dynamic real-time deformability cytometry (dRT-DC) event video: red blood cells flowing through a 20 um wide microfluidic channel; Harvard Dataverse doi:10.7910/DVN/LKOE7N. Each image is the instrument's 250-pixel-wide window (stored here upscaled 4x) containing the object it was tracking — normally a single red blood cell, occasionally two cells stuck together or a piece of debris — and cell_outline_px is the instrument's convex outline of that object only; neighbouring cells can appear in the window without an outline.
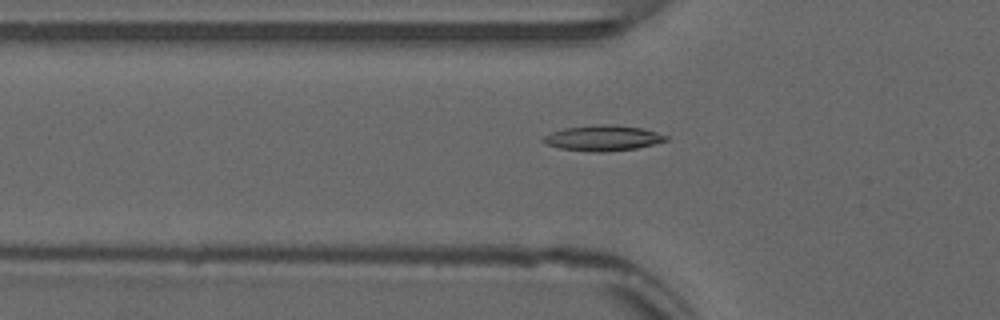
{"species": "common noctule bat (a hibernating species)", "species_latin": "Nyctalus noctula", "temperature_condition": "warm", "stored_images_in_passage": 46, "camera_frame_rate_fps": 3000, "um_per_image_px": 0.085, "animal": {"sex": "male", "forearm_length_mm": 52.5}, "frame": {"image": 1, "passage_image": 11, "time_ms": 3.333, "image_size_px": [1000, 320], "cell_outline_px": [[668, 140], [636, 148], [604, 152], [592, 152], [560, 148], [548, 144], [540, 140], [544, 136], [552, 132], [564, 128], [596, 124], [608, 124], [644, 128], [668, 136]], "centroid_in_image_um": [51.24, 11.73], "position_along_channel_um": 74.6, "area_um2": 18.15}}
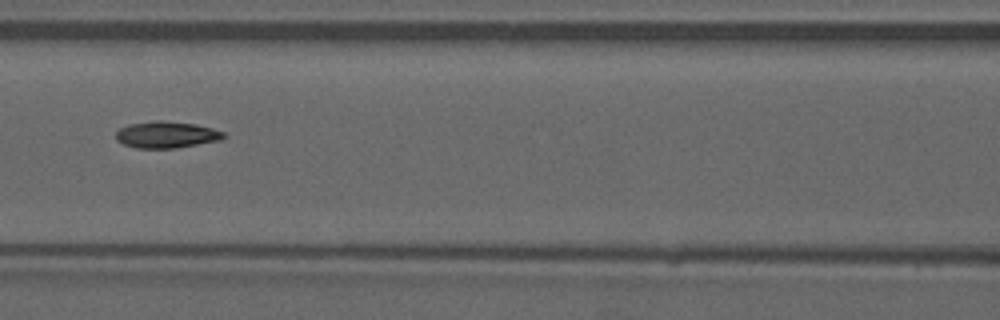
{"frame": {"image": 2, "passage_image": 17, "time_ms": 5.333, "image_size_px": [1000, 320], "cell_outline_px": [[224, 136], [220, 140], [176, 148], [136, 148], [124, 144], [116, 140], [116, 132], [120, 128], [128, 124], [152, 120], [164, 120], [196, 124], [212, 128], [224, 132]], "centroid_in_image_um": [14.12, 11.44], "position_along_channel_um": 152.5, "area_um2": 16.76}}
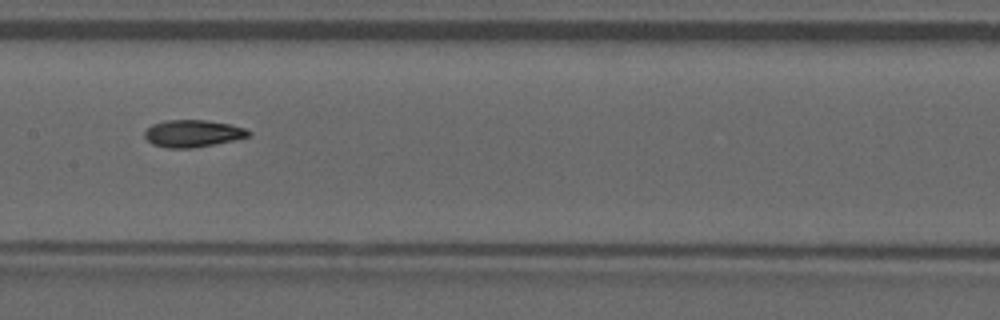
{"frame": {"image": 3, "passage_image": 20, "time_ms": 6.333, "image_size_px": [1000, 320], "cell_outline_px": [[252, 132], [248, 136], [236, 140], [192, 148], [168, 148], [152, 144], [144, 136], [144, 132], [152, 124], [164, 120], [204, 120], [228, 124], [244, 128]], "centroid_in_image_um": [16.37, 11.35], "position_along_channel_um": 191.0, "area_um2": 16.36}, "authors_computed_cell_mechanics": {"area_um2": 16.3863, "velocity_mm_per_s": 3.8558, "shape_relaxation_time_tau1_ms": 7.3001, "shape_relaxation_time_tau2_ms": 3.41, "deformation_change_tau1": 0.1942, "deformation_change_tau2": 0.0959}}